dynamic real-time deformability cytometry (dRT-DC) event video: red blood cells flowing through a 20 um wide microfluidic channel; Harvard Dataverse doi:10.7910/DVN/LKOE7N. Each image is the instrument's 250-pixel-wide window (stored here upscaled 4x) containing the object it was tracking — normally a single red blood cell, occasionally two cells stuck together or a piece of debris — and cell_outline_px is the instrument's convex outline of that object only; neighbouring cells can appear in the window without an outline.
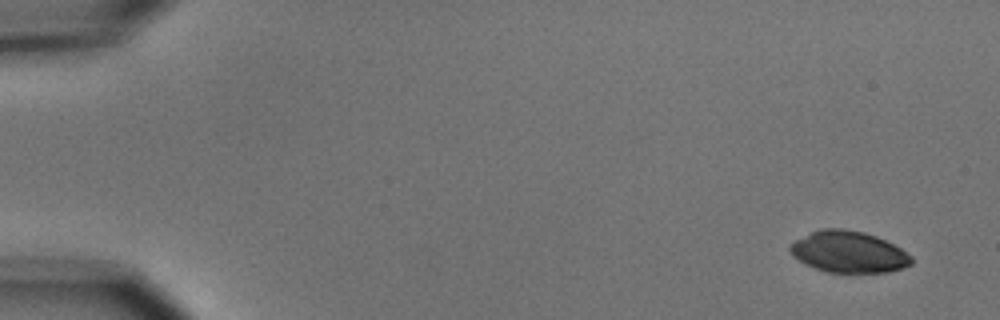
{"species": "common noctule bat (a hibernating species)", "species_latin": "Nyctalus noctula", "temperature_condition": "cold", "stored_images_in_passage": 5, "camera_frame_rate_fps": 3000, "um_per_image_px": 0.085, "animal": {"sex": "male", "body_mass_g": 15.6}, "frame": {"image": 1, "passage_image": 1, "time_ms": 0.0, "image_size_px": [1000, 320], "cell_outline_px": [[912, 264], [904, 268], [888, 272], [824, 272], [804, 264], [792, 256], [788, 248], [788, 244], [812, 232], [824, 228], [844, 228], [864, 232], [876, 236], [900, 248], [912, 256]], "centroid_in_image_um": [72.11, 21.42], "position_along_channel_um": 12.9, "area_um2": 29.42}}
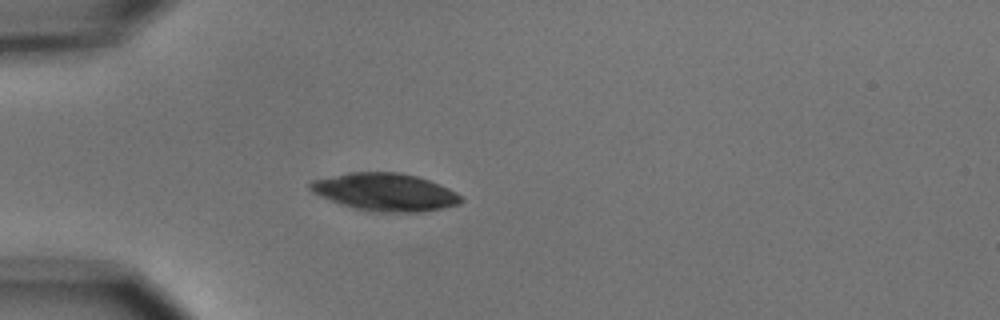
{"frame": {"image": 2, "passage_image": 4, "time_ms": 4.333, "image_size_px": [1000, 320], "cell_outline_px": [[464, 200], [460, 204], [444, 208], [424, 212], [372, 212], [356, 208], [320, 196], [312, 192], [308, 188], [308, 184], [312, 180], [348, 172], [400, 172], [416, 176], [428, 180], [448, 188], [456, 192]], "centroid_in_image_um": [32.75, 16.32], "position_along_channel_um": 52.3, "area_um2": 33.06}}